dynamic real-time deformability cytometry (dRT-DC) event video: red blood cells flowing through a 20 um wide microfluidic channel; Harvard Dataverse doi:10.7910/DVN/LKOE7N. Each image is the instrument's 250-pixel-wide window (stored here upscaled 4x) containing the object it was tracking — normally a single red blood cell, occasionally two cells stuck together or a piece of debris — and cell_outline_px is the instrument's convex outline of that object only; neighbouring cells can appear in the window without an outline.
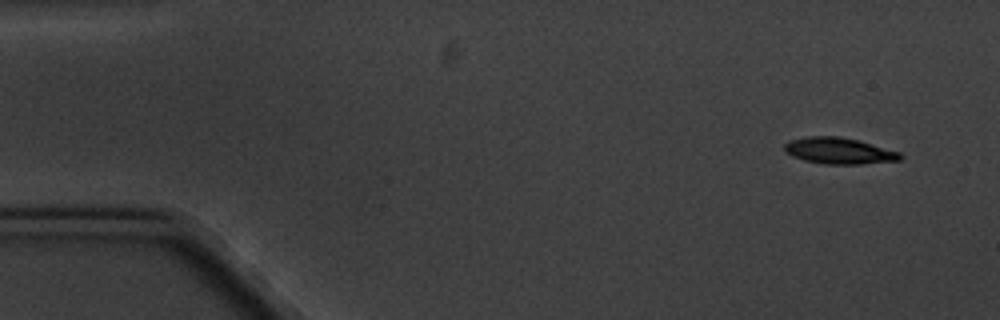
{"species": "common noctule bat (a hibernating species)", "species_latin": "Nyctalus noctula", "temperature_condition": "cold", "stored_images_in_passage": 10, "camera_frame_rate_fps": 3000, "um_per_image_px": 0.085, "animal": {"sex": "male", "body_mass_g": 20.1, "forearm_length_mm": 53.5}, "frame": {"image": 1, "passage_image": 1, "time_ms": 0.0, "image_size_px": [1000, 320], "cell_outline_px": [[904, 156], [900, 160], [860, 164], [824, 164], [804, 160], [788, 152], [784, 148], [784, 144], [788, 140], [808, 136], [840, 136], [856, 140], [900, 152]], "centroid_in_image_um": [71.33, 12.81], "position_along_channel_um": 13.7, "area_um2": 17.51}}
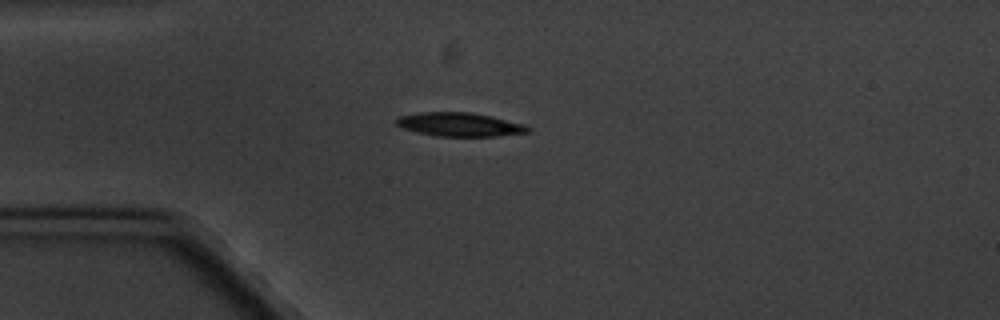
{"frame": {"image": 2, "passage_image": 4, "time_ms": 3.667, "image_size_px": [1000, 320], "cell_outline_px": [[532, 128], [528, 132], [496, 136], [436, 136], [404, 128], [396, 124], [396, 116], [420, 112], [472, 112], [492, 116], [524, 124]], "centroid_in_image_um": [39.08, 10.57], "position_along_channel_um": 45.9, "area_um2": 18.15}}
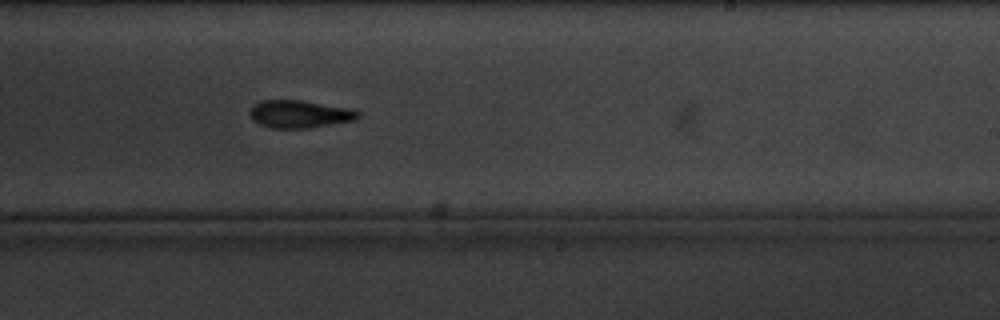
{"frame": {"image": 3, "passage_image": 10, "time_ms": 10.667, "image_size_px": [1000, 320], "cell_outline_px": [[360, 116], [356, 120], [308, 128], [268, 128], [252, 120], [248, 112], [252, 104], [260, 100], [300, 100], [352, 108], [360, 112]], "centroid_in_image_um": [25.44, 9.69], "position_along_channel_um": 263.6, "area_um2": 17.74}}